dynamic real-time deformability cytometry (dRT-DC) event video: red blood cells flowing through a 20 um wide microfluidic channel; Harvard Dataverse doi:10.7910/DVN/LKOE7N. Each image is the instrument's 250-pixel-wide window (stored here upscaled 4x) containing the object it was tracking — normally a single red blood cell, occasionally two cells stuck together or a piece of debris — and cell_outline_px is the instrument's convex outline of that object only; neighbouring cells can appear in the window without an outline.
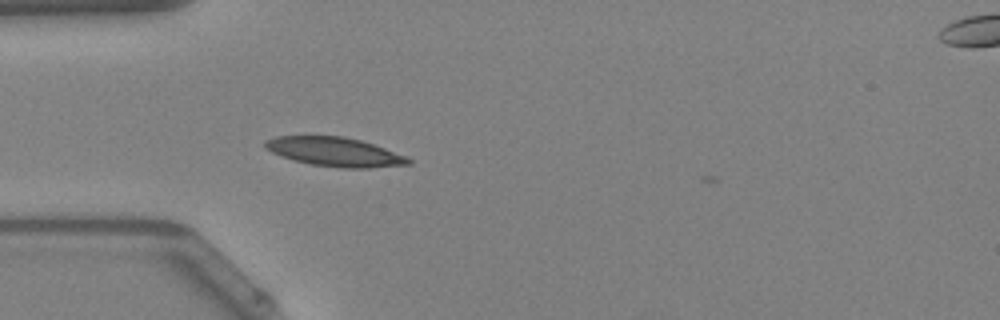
{"species": "Egyptian fruit bat (a non-hibernating species)", "species_latin": "Rousettus aegyptiacus", "temperature_condition": "warm", "stored_images_in_passage": 36, "camera_frame_rate_fps": 3000, "um_per_image_px": 0.085, "animal": {"sex": "female"}, "frame": {"image": 1, "passage_image": 1, "time_ms": 0.0, "image_size_px": [1000, 320], "cell_outline_px": [[412, 164], [368, 168], [340, 168], [312, 164], [292, 160], [280, 156], [264, 148], [264, 140], [276, 136], [344, 136], [360, 140], [408, 156], [412, 160]], "centroid_in_image_um": [28.45, 12.91], "position_along_channel_um": 56.6, "area_um2": 24.39}, "authors_computed_cell_mechanics": {"area_um2": 22.3108, "velocity_mm_per_s": 4.089, "shape_relaxation_time_tau1_ms": null, "shape_relaxation_time_tau2_ms": 6.0179, "deformation_change_tau1": null, "deformation_change_tau2": 0.0973}}